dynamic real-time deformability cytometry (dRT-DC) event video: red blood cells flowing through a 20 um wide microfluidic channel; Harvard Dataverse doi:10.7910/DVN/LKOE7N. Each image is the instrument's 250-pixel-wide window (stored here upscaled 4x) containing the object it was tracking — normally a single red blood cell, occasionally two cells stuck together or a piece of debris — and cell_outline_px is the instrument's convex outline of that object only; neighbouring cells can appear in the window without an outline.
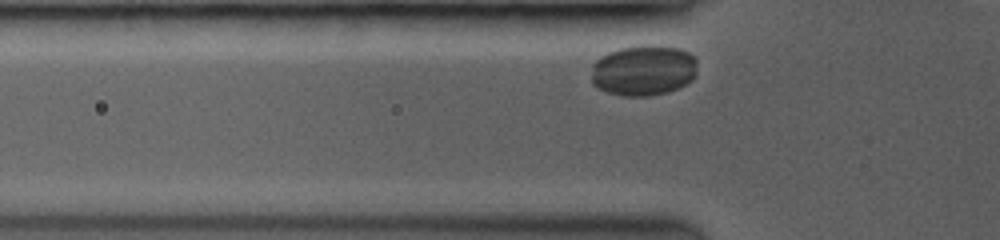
{"species": "common noctule bat (a hibernating species)", "species_latin": "Nyctalus noctula", "temperature_condition": "room temperature", "stored_images_in_passage": 32, "camera_frame_rate_fps": 3500, "um_per_image_px": 0.085, "animal": {"sex": "female", "body_mass_g": 19.0, "forearm_length_mm": 53.3}, "frame": {"image": 1, "passage_image": 2, "time_ms": 0.286, "image_size_px": [1000, 240], "cell_outline_px": [[696, 72], [692, 80], [676, 88], [664, 92], [644, 96], [624, 96], [608, 92], [592, 84], [592, 64], [600, 56], [608, 52], [620, 48], [652, 44], [680, 48], [688, 52], [696, 60]], "centroid_in_image_um": [54.68, 5.96], "position_along_channel_um": 71.1, "area_um2": 31.21}}
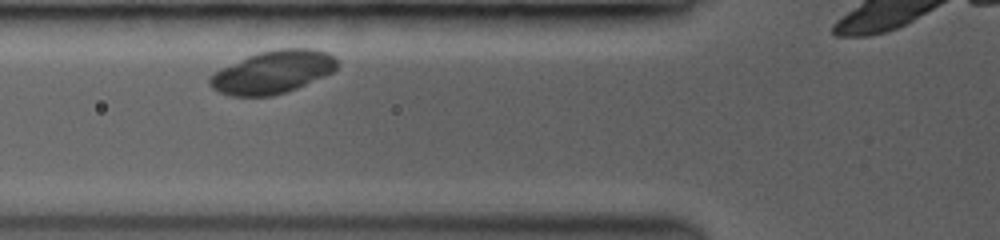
{"frame": {"image": 2, "passage_image": 5, "time_ms": 1.143, "image_size_px": [1000, 240], "cell_outline_px": [[336, 68], [332, 72], [324, 76], [296, 88], [272, 96], [232, 96], [220, 92], [212, 88], [208, 84], [208, 80], [212, 72], [220, 68], [256, 52], [276, 48], [312, 48], [328, 52], [336, 60]], "centroid_in_image_um": [23.14, 6.11], "position_along_channel_um": 102.7, "area_um2": 31.85}}